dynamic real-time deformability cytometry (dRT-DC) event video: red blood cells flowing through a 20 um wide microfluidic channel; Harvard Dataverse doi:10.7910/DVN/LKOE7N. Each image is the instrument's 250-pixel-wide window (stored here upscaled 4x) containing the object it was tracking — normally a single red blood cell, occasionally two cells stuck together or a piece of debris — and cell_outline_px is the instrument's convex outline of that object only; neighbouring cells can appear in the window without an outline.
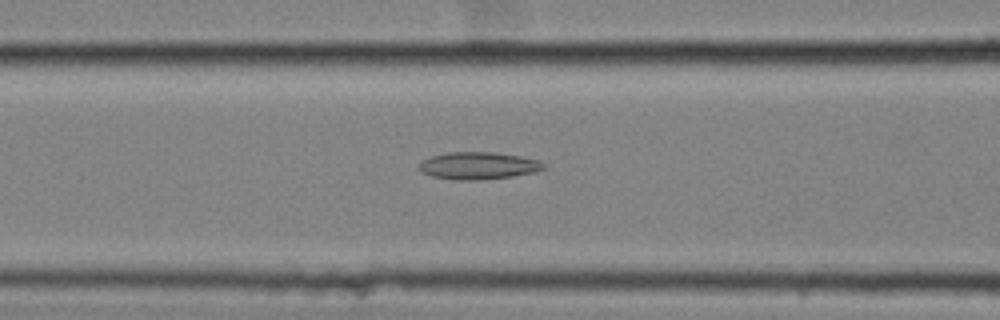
{"species": "common noctule bat (a hibernating species)", "species_latin": "Nyctalus noctula", "temperature_condition": "cold", "stored_images_in_passage": 8, "camera_frame_rate_fps": 3000, "um_per_image_px": 0.085, "animal": {"sex": "female", "body_mass_g": 25.1}, "frame": {"image": 1, "passage_image": 6, "time_ms": 1.667, "image_size_px": [1000, 320], "cell_outline_px": [[544, 168], [536, 172], [512, 176], [476, 180], [452, 180], [432, 176], [420, 172], [416, 168], [420, 160], [432, 156], [448, 152], [496, 152], [520, 156], [540, 160], [544, 164]], "centroid_in_image_um": [40.6, 14.08], "position_along_channel_um": 126.0, "area_um2": 20.06}}